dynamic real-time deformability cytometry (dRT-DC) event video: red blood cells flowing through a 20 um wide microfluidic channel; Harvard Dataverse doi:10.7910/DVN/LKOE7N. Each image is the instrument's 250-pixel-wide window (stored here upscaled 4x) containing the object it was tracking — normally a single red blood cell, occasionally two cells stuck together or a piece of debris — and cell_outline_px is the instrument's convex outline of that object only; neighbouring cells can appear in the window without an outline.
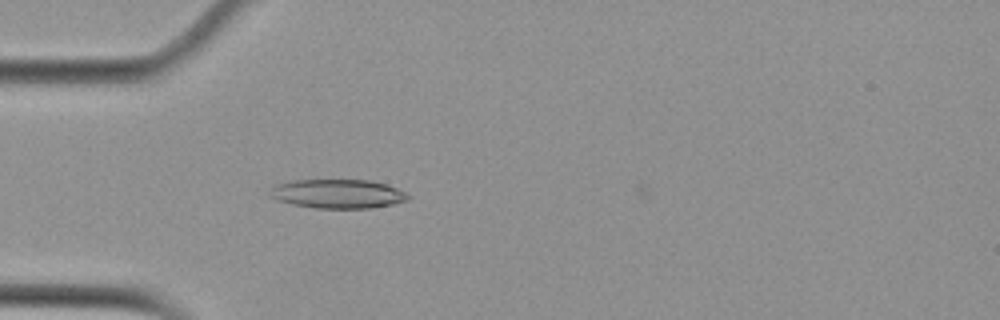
{"species": "Egyptian fruit bat (a non-hibernating species)", "species_latin": "Rousettus aegyptiacus", "temperature_condition": "cold", "stored_images_in_passage": 45, "camera_frame_rate_fps": 3000, "um_per_image_px": 0.085, "animal": {"sex": "female"}, "frame": {"image": 1, "passage_image": 7, "time_ms": 2.0, "image_size_px": [1000, 320], "cell_outline_px": [[412, 196], [408, 200], [396, 204], [368, 208], [316, 208], [292, 204], [280, 200], [272, 196], [268, 192], [272, 184], [292, 180], [368, 180], [384, 184], [396, 188]], "centroid_in_image_um": [28.7, 16.47], "position_along_channel_um": 56.3, "area_um2": 23.41}}
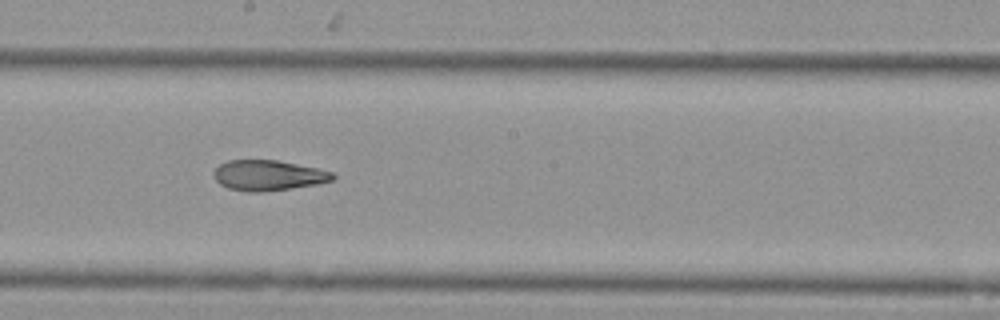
{"frame": {"image": 2, "passage_image": 21, "time_ms": 6.667, "image_size_px": [1000, 320], "cell_outline_px": [[336, 176], [332, 180], [316, 184], [292, 188], [260, 192], [248, 192], [228, 188], [220, 184], [216, 180], [212, 172], [220, 164], [228, 160], [276, 160], [316, 168], [332, 172]], "centroid_in_image_um": [22.77, 14.91], "position_along_channel_um": 225.4, "area_um2": 20.92}}
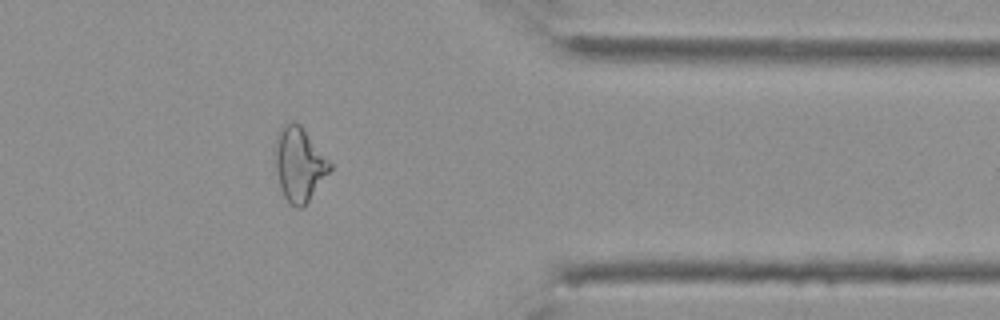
{"frame": {"image": 3, "passage_image": 35, "time_ms": 11.333, "image_size_px": [1000, 320], "cell_outline_px": [[332, 168], [304, 208], [296, 208], [288, 204], [280, 188], [272, 152], [276, 136], [284, 124], [292, 120], [300, 124], [332, 164]], "centroid_in_image_um": [25.39, 13.97], "position_along_channel_um": 386.0, "area_um2": 24.04}, "authors_computed_cell_mechanics": {"area_um2": 22.253, "velocity_mm_per_s": 3.7635, "shape_relaxation_time_tau1_ms": 10.3361, "shape_relaxation_time_tau2_ms": 2.9085, "deformation_change_tau1": 0.249, "deformation_change_tau2": 0.1024}}